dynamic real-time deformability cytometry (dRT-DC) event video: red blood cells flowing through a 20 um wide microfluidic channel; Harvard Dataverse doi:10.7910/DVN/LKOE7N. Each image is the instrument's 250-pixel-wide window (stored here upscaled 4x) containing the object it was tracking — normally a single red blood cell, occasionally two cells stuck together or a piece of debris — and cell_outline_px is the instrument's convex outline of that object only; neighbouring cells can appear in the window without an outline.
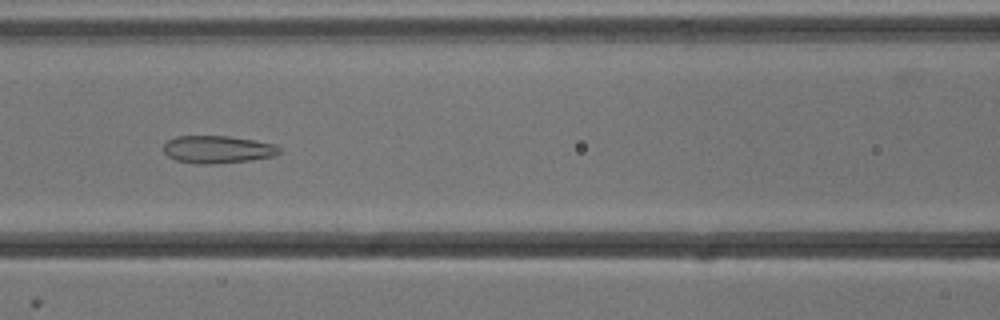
{"species": "common noctule bat (a hibernating species)", "species_latin": "Nyctalus noctula", "temperature_condition": "cold", "stored_images_in_passage": 52, "camera_frame_rate_fps": 3000, "um_per_image_px": 0.085, "animal": {"sex": "male", "body_mass_g": 13.3}, "frame": {"image": 1, "passage_image": 22, "time_ms": 7.0, "image_size_px": [1000, 320], "cell_outline_px": [[280, 152], [276, 156], [252, 160], [216, 164], [196, 164], [176, 160], [168, 156], [164, 152], [164, 144], [168, 140], [176, 136], [228, 136], [276, 144], [280, 148]], "centroid_in_image_um": [18.51, 12.71], "position_along_channel_um": 148.1, "area_um2": 18.73}}
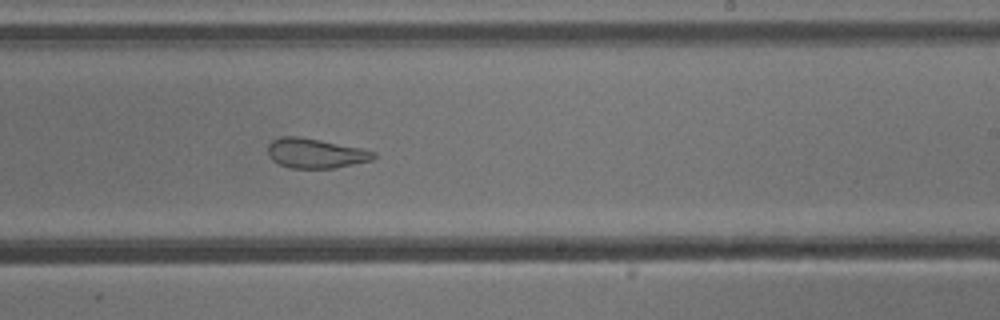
{"frame": {"image": 2, "passage_image": 31, "time_ms": 10.0, "image_size_px": [1000, 320], "cell_outline_px": [[376, 156], [372, 160], [336, 168], [292, 168], [280, 164], [272, 160], [268, 156], [268, 144], [272, 140], [280, 136], [300, 136], [360, 148], [376, 152]], "centroid_in_image_um": [26.79, 13.02], "position_along_channel_um": 262.2, "area_um2": 18.32}}
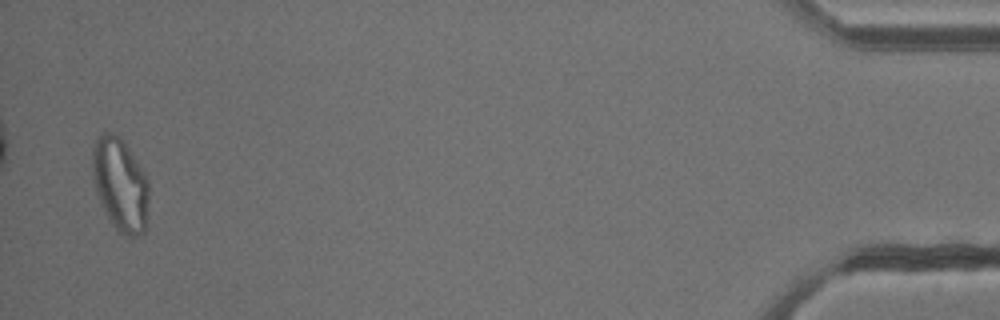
{"frame": {"image": 3, "passage_image": 51, "time_ms": 16.667, "image_size_px": [1000, 320], "cell_outline_px": [[148, 228], [144, 232], [136, 236], [124, 236], [112, 224], [100, 204], [96, 192], [92, 176], [92, 148], [96, 140], [104, 132], [112, 132], [120, 136], [124, 140], [140, 164], [148, 180]], "centroid_in_image_um": [10.24, 15.69], "position_along_channel_um": 425.0, "area_um2": 31.27}, "authors_computed_cell_mechanics": {"area_um2": 25.2297, "velocity_mm_per_s": 3.8104, "shape_relaxation_time_tau1_ms": null, "shape_relaxation_time_tau2_ms": 1.7016, "deformation_change_tau1": null, "deformation_change_tau2": 0.1039}}